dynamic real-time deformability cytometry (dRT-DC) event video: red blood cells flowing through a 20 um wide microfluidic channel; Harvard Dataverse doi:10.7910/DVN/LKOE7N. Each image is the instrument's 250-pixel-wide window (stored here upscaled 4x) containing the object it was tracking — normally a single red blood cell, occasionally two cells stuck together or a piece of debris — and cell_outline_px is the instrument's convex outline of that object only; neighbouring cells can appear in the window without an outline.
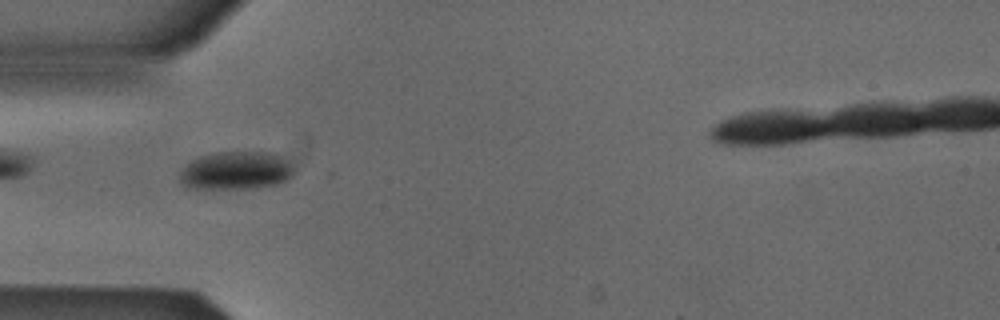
{"species": "Egyptian fruit bat (a non-hibernating species)", "species_latin": "Rousettus aegyptiacus", "temperature_condition": "cold", "stored_images_in_passage": 36, "camera_frame_rate_fps": 3000, "um_per_image_px": 0.085, "animal": {"sex": "male"}, "frame": {"image": 1, "passage_image": 2, "time_ms": 0.333, "image_size_px": [1000, 320], "cell_outline_px": [[292, 176], [276, 184], [252, 188], [188, 188], [180, 180], [180, 172], [192, 160], [200, 156], [220, 152], [264, 152], [280, 156], [288, 160], [292, 168]], "centroid_in_image_um": [20.04, 14.5], "position_along_channel_um": 65.0, "area_um2": 24.85}}
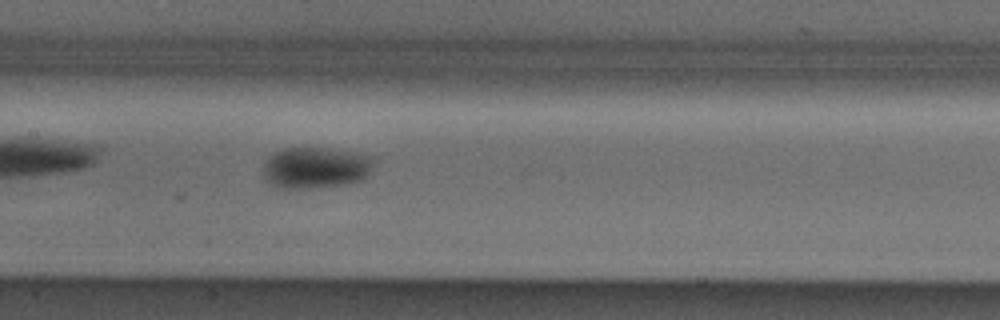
{"frame": {"image": 2, "passage_image": 11, "time_ms": 3.333, "image_size_px": [1000, 320], "cell_outline_px": [[372, 164], [368, 176], [364, 180], [344, 184], [316, 188], [280, 188], [264, 180], [264, 160], [268, 156], [284, 148], [324, 148], [372, 156]], "centroid_in_image_um": [26.79, 14.27], "position_along_channel_um": 180.6, "area_um2": 26.53}}
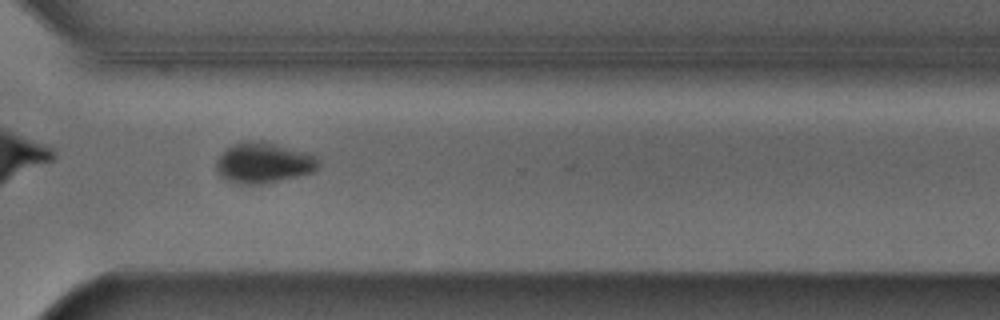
{"frame": {"image": 3, "passage_image": 24, "time_ms": 7.667, "image_size_px": [1000, 320], "cell_outline_px": [[320, 164], [312, 172], [296, 176], [260, 184], [236, 184], [220, 176], [216, 172], [216, 160], [228, 148], [244, 140], [260, 140], [304, 152], [316, 156]], "centroid_in_image_um": [22.36, 13.84], "position_along_channel_um": 348.2, "area_um2": 23.81}, "authors_computed_cell_mechanics": {"area_um2": 25.9233, "velocity_mm_per_s": 3.8772, "shape_relaxation_time_tau1_ms": 2.1428, "shape_relaxation_time_tau2_ms": null, "deformation_change_tau1": 0.0589, "deformation_change_tau2": null}}